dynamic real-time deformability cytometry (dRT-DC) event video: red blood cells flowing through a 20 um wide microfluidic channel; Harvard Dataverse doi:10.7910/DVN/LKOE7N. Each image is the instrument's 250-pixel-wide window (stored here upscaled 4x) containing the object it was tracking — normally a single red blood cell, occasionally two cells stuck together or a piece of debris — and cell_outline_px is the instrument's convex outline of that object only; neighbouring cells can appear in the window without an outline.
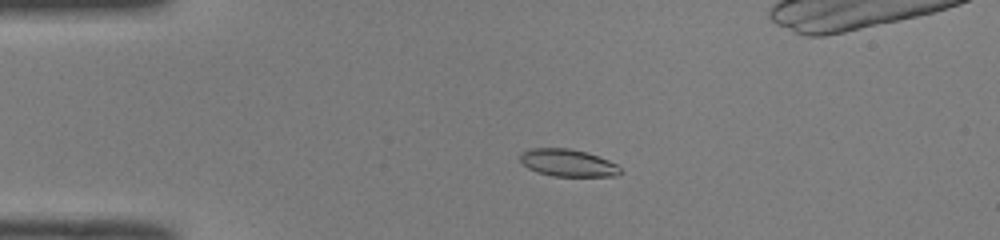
{"species": "common noctule bat (a hibernating species)", "species_latin": "Nyctalus noctula", "temperature_condition": "room temperature", "stored_images_in_passage": 49, "camera_frame_rate_fps": 3000, "um_per_image_px": 0.085, "animal": {"sex": "male", "body_mass_g": 19.0, "forearm_length_mm": 50.8}, "frame": {"image": 1, "passage_image": 9, "time_ms": 2.667, "image_size_px": [1000, 240], "cell_outline_px": [[612, 168], [608, 172], [600, 176], [560, 176], [540, 172], [532, 168], [528, 164], [528, 152], [544, 148], [556, 148], [580, 152], [596, 156], [612, 164]], "centroid_in_image_um": [48.23, 13.85], "position_along_channel_um": 36.8, "area_um2": 13.12}}
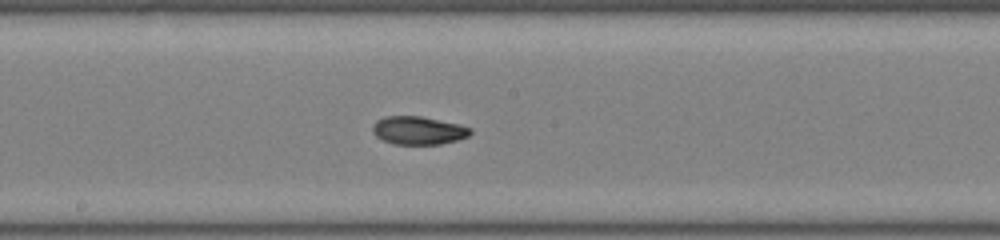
{"frame": {"image": 2, "passage_image": 25, "time_ms": 8.0, "image_size_px": [1000, 240], "cell_outline_px": [[468, 132], [464, 136], [452, 140], [436, 144], [400, 144], [388, 140], [380, 136], [376, 132], [376, 124], [380, 120], [392, 116], [416, 116], [452, 124], [468, 128]], "centroid_in_image_um": [35.54, 11.09], "position_along_channel_um": 212.7, "area_um2": 14.22}}
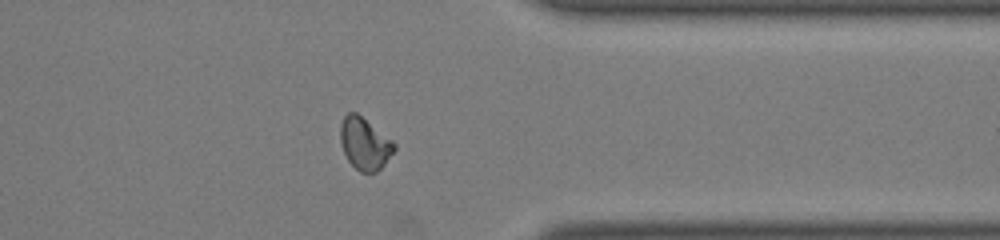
{"frame": {"image": 3, "passage_image": 38, "time_ms": 12.333, "image_size_px": [1000, 240], "cell_outline_px": [[392, 152], [380, 168], [372, 172], [364, 172], [356, 168], [352, 164], [344, 148], [344, 120], [352, 112], [360, 116], [392, 144]], "centroid_in_image_um": [31.02, 12.28], "position_along_channel_um": 380.4, "area_um2": 13.93}, "authors_computed_cell_mechanics": {"area_um2": 13.872, "velocity_mm_per_s": 4.0233, "shape_relaxation_time_tau1_ms": 10.7708, "shape_relaxation_time_tau2_ms": 3.882, "deformation_change_tau1": 0.2419, "deformation_change_tau2": 0.0753}}